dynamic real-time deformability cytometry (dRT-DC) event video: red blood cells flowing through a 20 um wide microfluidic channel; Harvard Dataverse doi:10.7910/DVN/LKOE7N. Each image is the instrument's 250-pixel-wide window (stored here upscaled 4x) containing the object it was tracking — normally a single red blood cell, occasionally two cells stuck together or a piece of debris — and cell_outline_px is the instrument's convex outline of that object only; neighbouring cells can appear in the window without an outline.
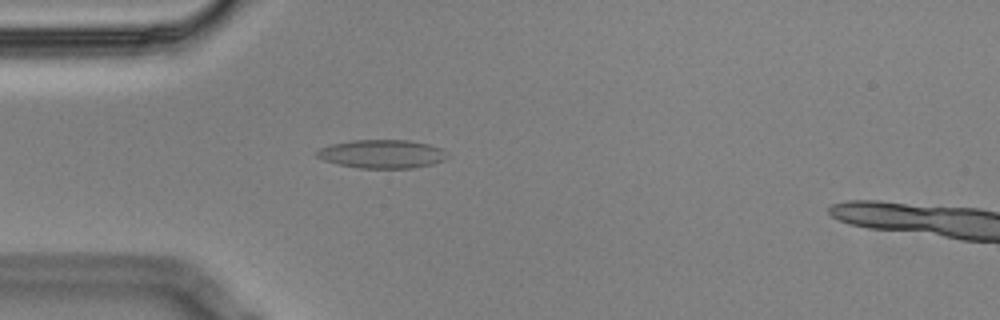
{"species": "Egyptian fruit bat (a non-hibernating species)", "species_latin": "Rousettus aegyptiacus", "temperature_condition": "cold", "stored_images_in_passage": 50, "camera_frame_rate_fps": 3000, "um_per_image_px": 0.085, "animal": {"sex": "male"}, "frame": {"image": 1, "passage_image": 14, "time_ms": 4.333, "image_size_px": [1000, 320], "cell_outline_px": [[452, 156], [444, 160], [432, 164], [412, 168], [360, 168], [336, 164], [324, 160], [316, 156], [316, 152], [320, 148], [332, 144], [352, 140], [408, 140], [428, 144], [440, 148], [448, 152]], "centroid_in_image_um": [32.51, 13.09], "position_along_channel_um": 52.5, "area_um2": 21.79}}
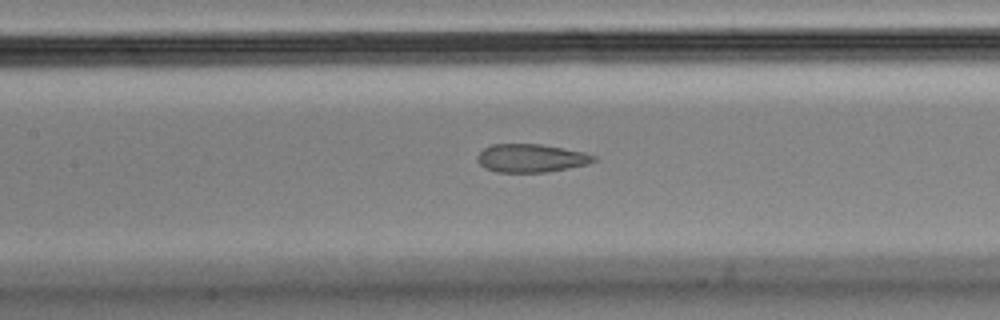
{"frame": {"image": 2, "passage_image": 24, "time_ms": 7.667, "image_size_px": [1000, 320], "cell_outline_px": [[596, 160], [588, 164], [544, 172], [496, 172], [484, 168], [476, 160], [476, 156], [484, 148], [492, 144], [540, 144], [584, 152], [596, 156]], "centroid_in_image_um": [45.1, 13.44], "position_along_channel_um": 162.3, "area_um2": 19.07}}
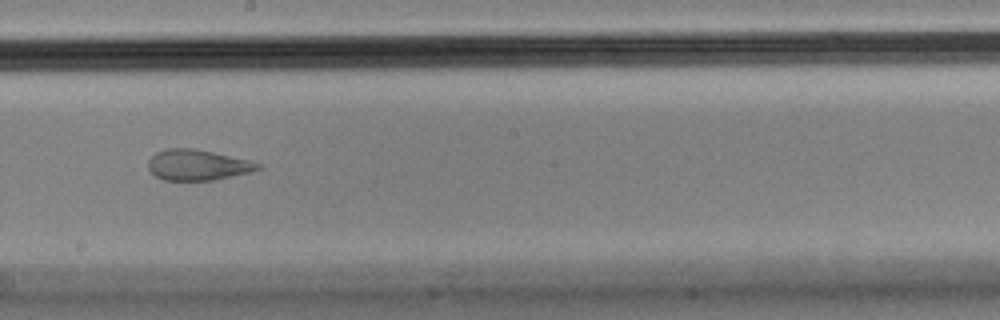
{"frame": {"image": 3, "passage_image": 30, "time_ms": 9.667, "image_size_px": [1000, 320], "cell_outline_px": [[260, 168], [252, 172], [212, 180], [164, 180], [156, 176], [148, 168], [148, 160], [156, 152], [168, 148], [196, 148], [248, 160], [260, 164]], "centroid_in_image_um": [16.77, 14.01], "position_along_channel_um": 231.4, "area_um2": 19.48}}